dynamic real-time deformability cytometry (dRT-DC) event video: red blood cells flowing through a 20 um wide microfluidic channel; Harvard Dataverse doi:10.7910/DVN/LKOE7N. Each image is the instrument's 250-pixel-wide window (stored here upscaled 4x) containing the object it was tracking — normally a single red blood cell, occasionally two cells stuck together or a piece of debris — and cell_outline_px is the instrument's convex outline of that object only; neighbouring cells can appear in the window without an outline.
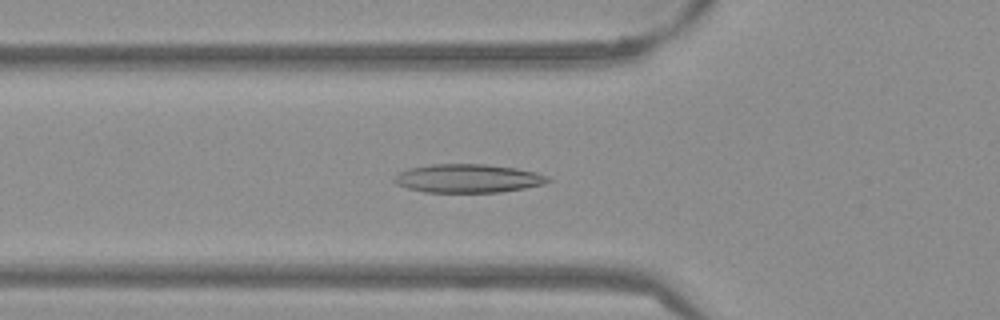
{"species": "Egyptian fruit bat (a non-hibernating species)", "species_latin": "Rousettus aegyptiacus", "temperature_condition": "warm", "stored_images_in_passage": 39, "camera_frame_rate_fps": 3000, "um_per_image_px": 0.085, "frame": {"image": 1, "passage_image": 5, "time_ms": 1.333, "image_size_px": [1000, 320], "cell_outline_px": [[552, 180], [544, 184], [524, 188], [500, 192], [424, 192], [408, 188], [396, 184], [392, 180], [400, 172], [408, 168], [432, 164], [484, 164], [516, 168], [536, 172], [548, 176]], "centroid_in_image_um": [39.78, 15.16], "position_along_channel_um": 86.0, "area_um2": 25.55}}
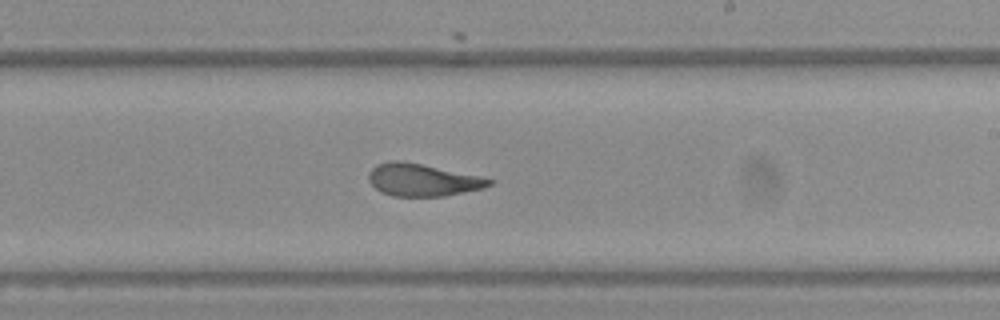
{"frame": {"image": 2, "passage_image": 18, "time_ms": 5.667, "image_size_px": [1000, 320], "cell_outline_px": [[496, 180], [492, 184], [484, 188], [444, 196], [392, 196], [380, 192], [368, 180], [368, 172], [376, 164], [388, 160], [400, 160], [420, 164]], "centroid_in_image_um": [35.87, 15.3], "position_along_channel_um": 253.1, "area_um2": 22.6}}
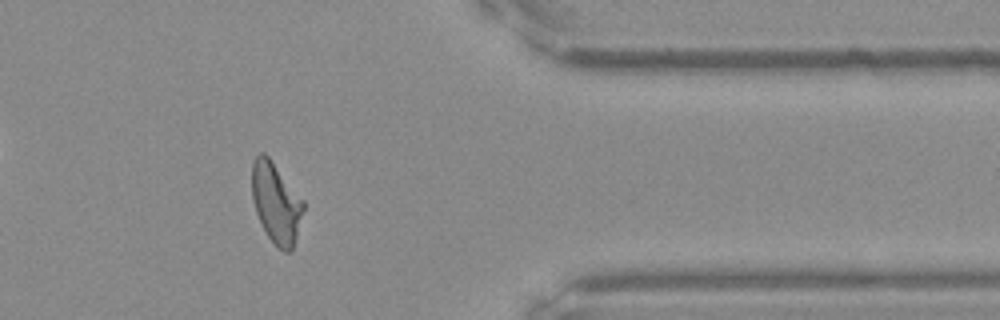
{"frame": {"image": 3, "passage_image": 30, "time_ms": 9.667, "image_size_px": [1000, 320], "cell_outline_px": [[304, 208], [292, 252], [284, 252], [276, 248], [268, 236], [256, 212], [252, 200], [252, 164], [256, 156], [260, 152], [264, 152], [268, 156], [304, 200]], "centroid_in_image_um": [23.47, 17.26], "position_along_channel_um": 387.9, "area_um2": 24.1}, "authors_computed_cell_mechanics": {"area_um2": 23.7558, "velocity_mm_per_s": 3.8358, "shape_relaxation_time_tau1_ms": null, "shape_relaxation_time_tau2_ms": 2.1509, "deformation_change_tau1": null, "deformation_change_tau2": 0.0986}}